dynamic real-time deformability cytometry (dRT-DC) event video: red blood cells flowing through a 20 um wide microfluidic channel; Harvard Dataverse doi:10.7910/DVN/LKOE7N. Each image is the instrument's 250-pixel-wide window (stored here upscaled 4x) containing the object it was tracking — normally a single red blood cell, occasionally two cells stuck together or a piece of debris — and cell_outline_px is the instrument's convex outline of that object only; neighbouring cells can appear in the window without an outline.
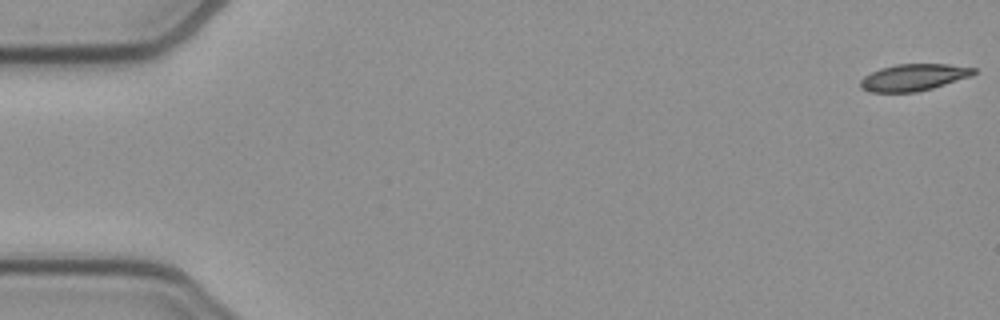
{"species": "common noctule bat (a hibernating species)", "species_latin": "Nyctalus noctula", "temperature_condition": "cold", "stored_images_in_passage": 53, "camera_frame_rate_fps": 3000, "um_per_image_px": 0.085, "animal": {"sex": "female", "body_mass_g": 21.9}, "frame": {"image": 1, "passage_image": 1, "time_ms": 0.0, "image_size_px": [1000, 320], "cell_outline_px": [[976, 72], [972, 76], [932, 88], [916, 92], [872, 92], [860, 88], [860, 80], [864, 76], [880, 68], [896, 64], [948, 64], [976, 68]], "centroid_in_image_um": [77.66, 6.57], "position_along_channel_um": 7.3, "area_um2": 17.69}}
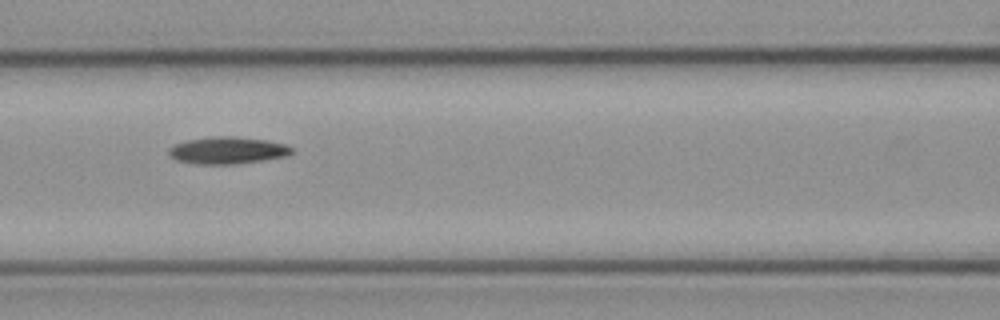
{"frame": {"image": 2, "passage_image": 23, "time_ms": 7.333, "image_size_px": [1000, 320], "cell_outline_px": [[296, 152], [288, 156], [264, 160], [232, 164], [196, 164], [176, 160], [168, 152], [168, 148], [184, 140], [212, 136], [232, 136], [268, 140], [284, 144], [292, 148]], "centroid_in_image_um": [19.36, 12.77], "position_along_channel_um": 147.2, "area_um2": 19.54}}
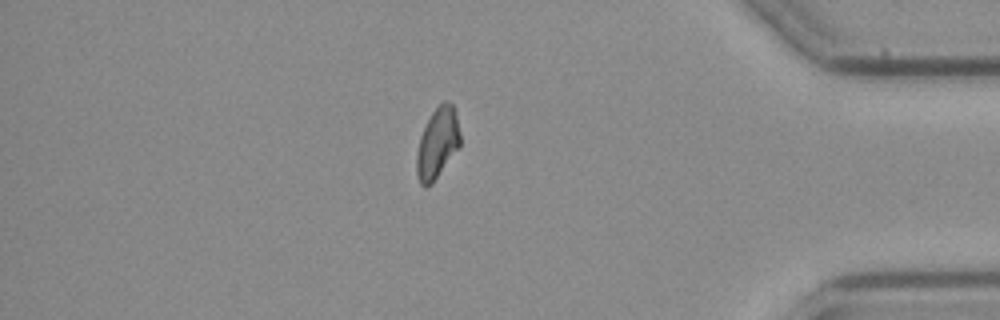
{"frame": {"image": 3, "passage_image": 45, "time_ms": 14.667, "image_size_px": [1000, 320], "cell_outline_px": [[460, 148], [432, 184], [424, 188], [420, 184], [416, 172], [416, 152], [420, 136], [432, 112], [444, 100], [452, 104], [456, 112], [460, 132]], "centroid_in_image_um": [37.19, 12.21], "position_along_channel_um": 398.0, "area_um2": 18.21}, "authors_computed_cell_mechanics": {"area_um2": 18.5538, "velocity_mm_per_s": 3.9074, "shape_relaxation_time_tau1_ms": 7.1718, "shape_relaxation_time_tau2_ms": null, "deformation_change_tau1": 0.159, "deformation_change_tau2": null}}